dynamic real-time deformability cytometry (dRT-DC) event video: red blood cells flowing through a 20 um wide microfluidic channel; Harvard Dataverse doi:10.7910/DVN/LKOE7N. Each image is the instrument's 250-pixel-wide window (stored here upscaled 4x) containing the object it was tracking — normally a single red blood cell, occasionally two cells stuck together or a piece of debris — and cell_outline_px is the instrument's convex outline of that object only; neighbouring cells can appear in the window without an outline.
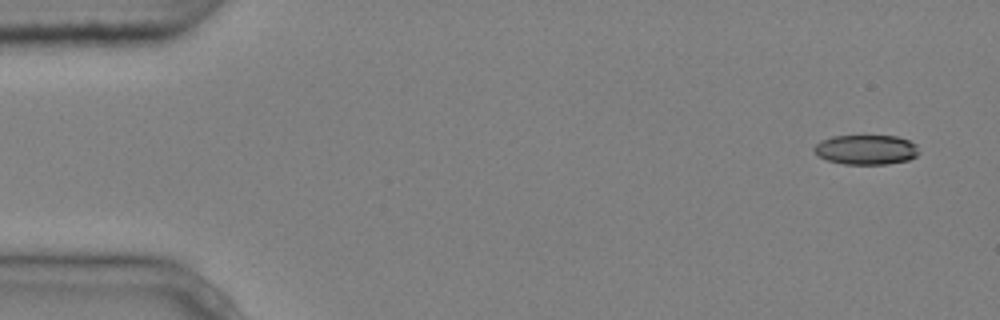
{"species": "common noctule bat (a hibernating species)", "species_latin": "Nyctalus noctula", "temperature_condition": "cold", "stored_images_in_passage": 4, "camera_frame_rate_fps": 3000, "um_per_image_px": 0.085, "animal": {"sex": "male", "body_mass_g": 20.4}, "frame": {"image": 1, "passage_image": 1, "time_ms": 0.0, "image_size_px": [1000, 320], "cell_outline_px": [[920, 152], [916, 156], [908, 160], [888, 164], [844, 164], [828, 160], [820, 156], [812, 148], [820, 140], [832, 136], [896, 136], [908, 140], [916, 144]], "centroid_in_image_um": [73.64, 12.72], "position_along_channel_um": 11.4, "area_um2": 18.15}}